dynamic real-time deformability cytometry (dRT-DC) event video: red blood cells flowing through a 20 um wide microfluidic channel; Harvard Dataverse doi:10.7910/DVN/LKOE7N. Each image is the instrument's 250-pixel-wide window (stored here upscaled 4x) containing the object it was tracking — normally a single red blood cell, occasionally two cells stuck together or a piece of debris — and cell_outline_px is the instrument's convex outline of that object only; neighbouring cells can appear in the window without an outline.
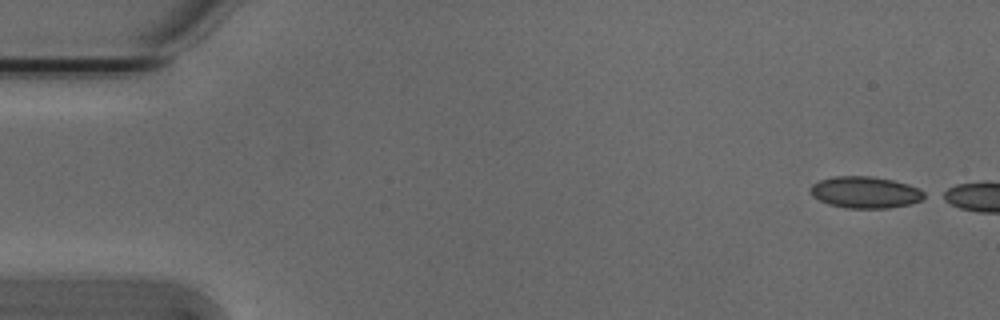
{"species": "Egyptian fruit bat (a non-hibernating species)", "species_latin": "Rousettus aegyptiacus", "temperature_condition": "cold", "stored_images_in_passage": 8, "camera_frame_rate_fps": 3000, "um_per_image_px": 0.085, "animal": {"sex": "male"}, "frame": {"image": 1, "passage_image": 1, "time_ms": 0.0, "image_size_px": [1000, 320], "cell_outline_px": [[928, 196], [920, 200], [908, 204], [888, 208], [844, 208], [828, 204], [812, 196], [812, 184], [820, 180], [836, 176], [872, 176], [892, 180], [908, 184], [924, 192]], "centroid_in_image_um": [73.55, 16.35], "position_along_channel_um": 11.5, "area_um2": 20.81}}